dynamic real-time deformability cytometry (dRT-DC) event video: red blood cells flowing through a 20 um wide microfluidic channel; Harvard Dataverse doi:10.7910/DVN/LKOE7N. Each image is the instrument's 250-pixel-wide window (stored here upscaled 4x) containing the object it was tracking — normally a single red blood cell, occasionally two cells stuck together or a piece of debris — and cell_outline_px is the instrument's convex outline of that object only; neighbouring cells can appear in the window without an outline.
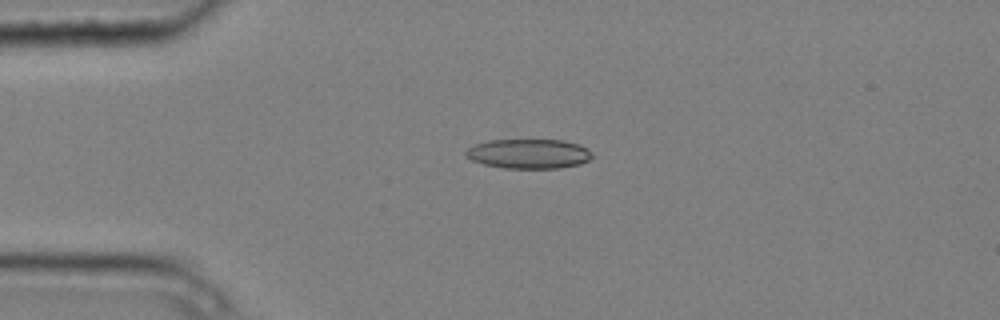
{"species": "common noctule bat (a hibernating species)", "species_latin": "Nyctalus noctula", "temperature_condition": "cold", "stored_images_in_passage": 8, "camera_frame_rate_fps": 3000, "um_per_image_px": 0.085, "animal": {"sex": "male", "body_mass_g": 20.4}, "frame": {"image": 1, "passage_image": 3, "time_ms": 0.667, "image_size_px": [1000, 320], "cell_outline_px": [[596, 156], [580, 164], [560, 168], [504, 168], [484, 164], [472, 160], [464, 152], [468, 148], [476, 144], [488, 140], [564, 140], [580, 144], [588, 148]], "centroid_in_image_um": [45.01, 13.06], "position_along_channel_um": 40.0, "area_um2": 21.91}}
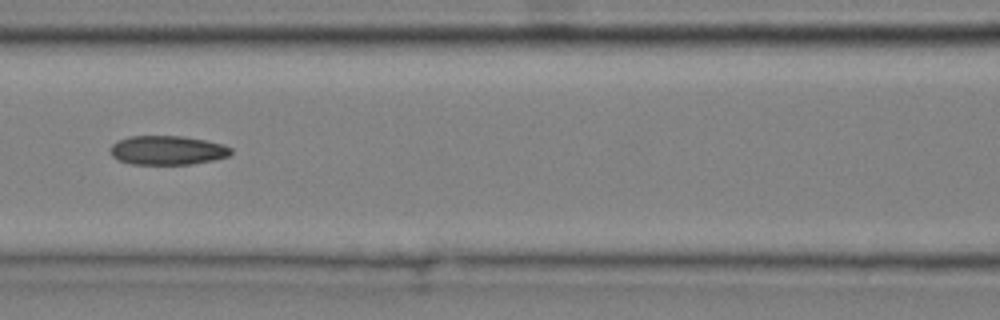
{"frame": {"image": 2, "passage_image": 6, "time_ms": 1.667, "image_size_px": [1000, 320], "cell_outline_px": [[232, 152], [228, 156], [212, 160], [192, 164], [132, 164], [120, 160], [112, 156], [112, 144], [128, 136], [184, 136], [224, 144], [232, 148]], "centroid_in_image_um": [14.27, 12.77], "position_along_channel_um": 152.3, "area_um2": 20.29}}
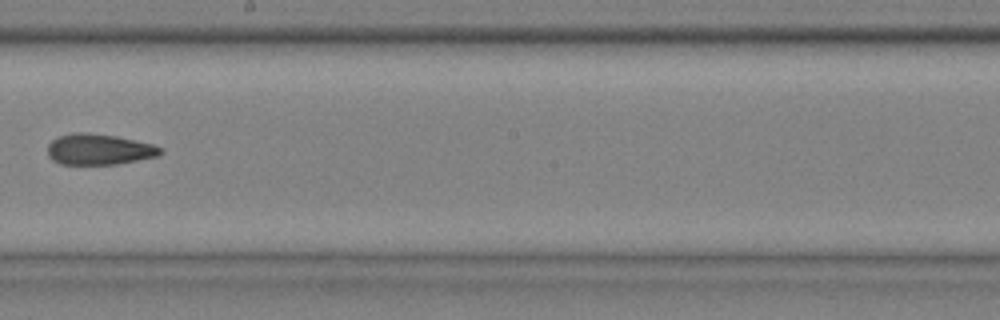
{"frame": {"image": 3, "passage_image": 8, "time_ms": 2.333, "image_size_px": [1000, 320], "cell_outline_px": [[164, 152], [160, 156], [116, 164], [60, 164], [52, 160], [48, 156], [48, 144], [52, 140], [60, 136], [76, 132], [88, 132], [116, 136], [152, 144], [160, 148]], "centroid_in_image_um": [8.42, 12.7], "position_along_channel_um": 239.8, "area_um2": 20.29}}